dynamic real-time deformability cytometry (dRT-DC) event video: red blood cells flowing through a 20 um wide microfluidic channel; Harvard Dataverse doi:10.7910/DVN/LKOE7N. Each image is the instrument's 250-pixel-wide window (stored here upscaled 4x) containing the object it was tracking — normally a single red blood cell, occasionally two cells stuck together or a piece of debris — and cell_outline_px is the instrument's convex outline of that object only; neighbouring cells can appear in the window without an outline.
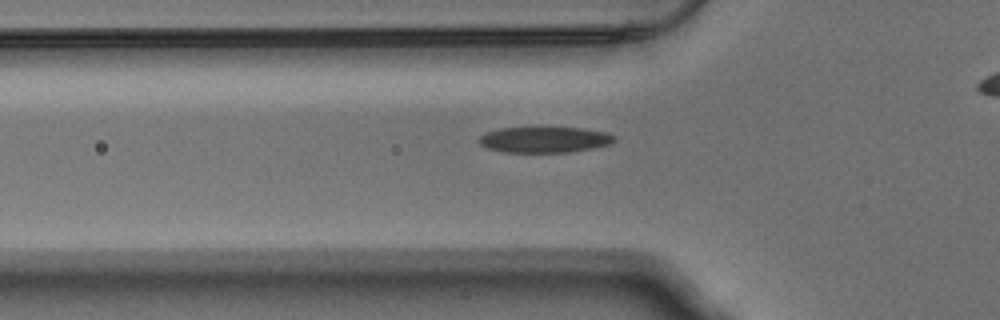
{"species": "Egyptian fruit bat (a non-hibernating species)", "species_latin": "Rousettus aegyptiacus", "temperature_condition": "warm", "stored_images_in_passage": 4, "camera_frame_rate_fps": 3000, "um_per_image_px": 0.085, "animal": {"sex": "male"}, "frame": {"image": 1, "passage_image": 3, "time_ms": 0.667, "image_size_px": [1000, 320], "cell_outline_px": [[616, 140], [612, 144], [592, 148], [568, 152], [500, 152], [488, 148], [480, 144], [476, 140], [480, 136], [488, 132], [500, 128], [540, 124], [584, 128], [608, 132], [616, 136]], "centroid_in_image_um": [46.3, 11.81], "position_along_channel_um": 79.5, "area_um2": 21.68}}